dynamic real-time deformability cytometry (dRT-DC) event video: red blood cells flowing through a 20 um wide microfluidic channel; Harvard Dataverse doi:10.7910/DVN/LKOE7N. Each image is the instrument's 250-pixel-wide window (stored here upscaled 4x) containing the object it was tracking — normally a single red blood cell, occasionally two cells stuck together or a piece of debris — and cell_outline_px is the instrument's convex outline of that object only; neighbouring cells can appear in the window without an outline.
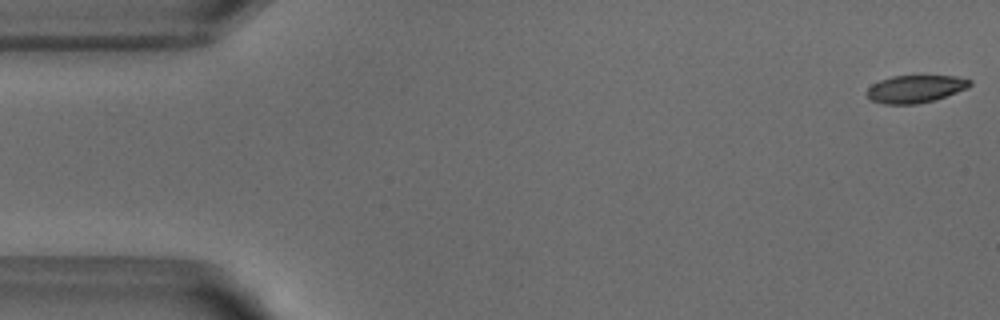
{"species": "common noctule bat (a hibernating species)", "species_latin": "Nyctalus noctula", "temperature_condition": "warm", "stored_images_in_passage": 51, "camera_frame_rate_fps": 3000, "um_per_image_px": 0.085, "animal": {"sex": "male", "body_mass_g": 18.8}, "frame": {"image": 1, "passage_image": 1, "time_ms": 0.0, "image_size_px": [1000, 320], "cell_outline_px": [[972, 84], [968, 88], [932, 100], [916, 104], [884, 104], [868, 100], [864, 92], [872, 84], [880, 80], [892, 76], [956, 76], [972, 80]], "centroid_in_image_um": [77.75, 7.56], "position_along_channel_um": 7.3, "area_um2": 16.59}}
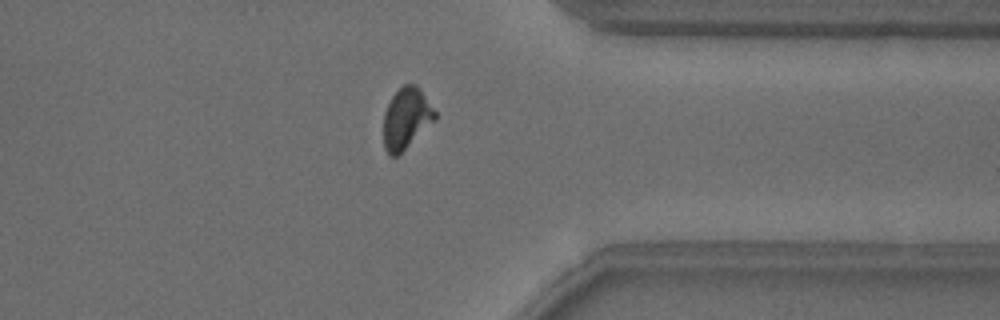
{"frame": {"image": 2, "passage_image": 40, "time_ms": 13.0, "image_size_px": [1000, 320], "cell_outline_px": [[436, 120], [396, 156], [388, 156], [384, 148], [384, 112], [392, 96], [404, 84], [416, 84], [420, 88], [436, 112]], "centroid_in_image_um": [34.54, 10.05], "position_along_channel_um": 376.9, "area_um2": 18.15}}
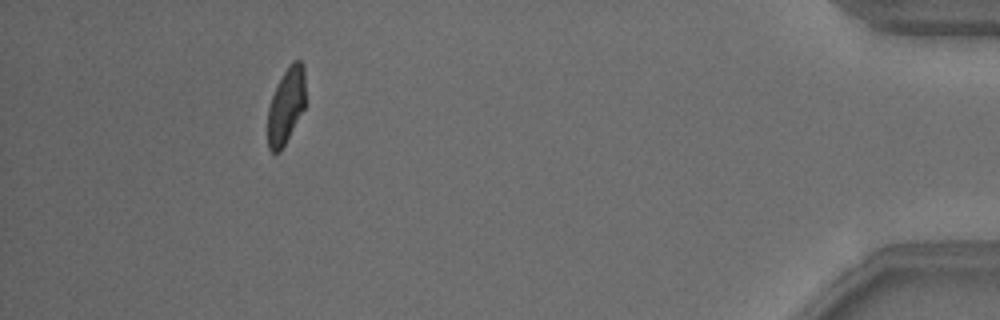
{"frame": {"image": 3, "passage_image": 47, "time_ms": 15.333, "image_size_px": [1000, 320], "cell_outline_px": [[304, 108], [280, 152], [272, 152], [268, 148], [268, 108], [272, 96], [288, 64], [292, 60], [300, 60], [304, 64]], "centroid_in_image_um": [24.31, 8.97], "position_along_channel_um": 410.9, "area_um2": 16.42}, "authors_computed_cell_mechanics": {"area_um2": 18.496, "velocity_mm_per_s": 3.8674, "shape_relaxation_time_tau1_ms": 6.201, "shape_relaxation_time_tau2_ms": 1.6256, "deformation_change_tau1": 0.1968, "deformation_change_tau2": 0.0822}}